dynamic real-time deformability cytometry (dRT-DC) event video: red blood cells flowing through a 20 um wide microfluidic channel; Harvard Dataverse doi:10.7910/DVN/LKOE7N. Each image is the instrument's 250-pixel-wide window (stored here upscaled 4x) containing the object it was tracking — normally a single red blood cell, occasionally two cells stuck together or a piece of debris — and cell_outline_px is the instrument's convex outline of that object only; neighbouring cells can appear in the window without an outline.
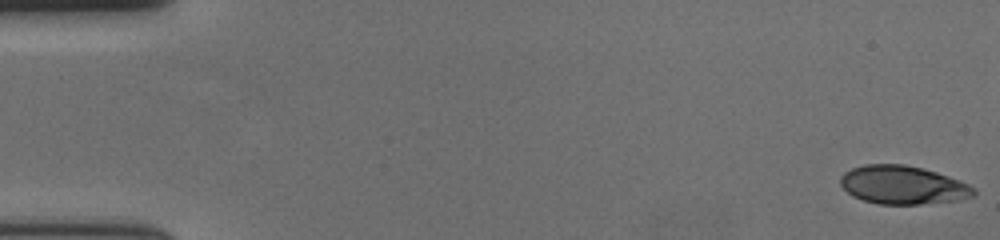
{"species": "human", "species_latin": "Homo sapiens", "temperature_condition": "cold", "stored_images_in_passage": 58, "camera_frame_rate_fps": 3000, "um_per_image_px": 0.085, "donor": {"sex": "female"}, "frame": {"image": 1, "passage_image": 1, "time_ms": 0.0, "image_size_px": [1000, 240], "cell_outline_px": [[976, 196], [960, 200], [920, 204], [876, 204], [852, 196], [840, 184], [840, 176], [844, 172], [852, 168], [864, 164], [904, 164], [924, 168], [960, 180], [976, 188]], "centroid_in_image_um": [76.77, 15.72], "position_along_channel_um": 8.2, "area_um2": 30.11}}
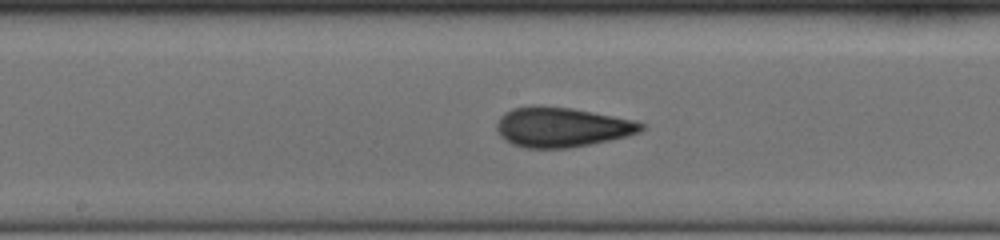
{"frame": {"image": 2, "passage_image": 30, "time_ms": 9.667, "image_size_px": [1000, 240], "cell_outline_px": [[644, 128], [640, 132], [628, 136], [568, 148], [524, 148], [512, 144], [504, 140], [500, 136], [496, 128], [496, 124], [500, 116], [504, 112], [512, 108], [572, 108], [632, 120], [644, 124]], "centroid_in_image_um": [47.73, 10.84], "position_along_channel_um": 200.5, "area_um2": 32.71}}
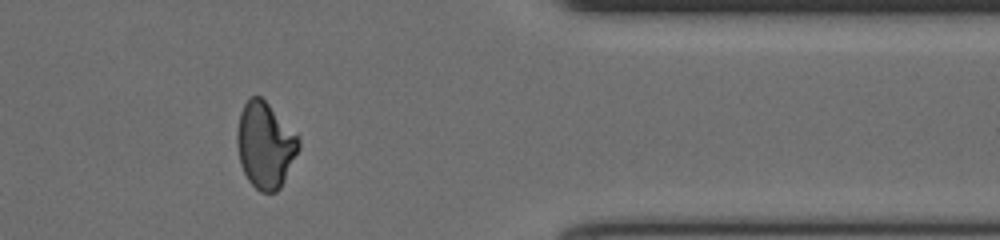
{"frame": {"image": 3, "passage_image": 47, "time_ms": 15.333, "image_size_px": [1000, 240], "cell_outline_px": [[300, 148], [280, 188], [276, 192], [260, 192], [248, 180], [240, 164], [236, 144], [236, 132], [240, 112], [244, 104], [252, 96], [260, 96], [300, 136]], "centroid_in_image_um": [22.54, 12.34], "position_along_channel_um": 388.9, "area_um2": 30.98}, "authors_computed_cell_mechanics": {"area_um2": 31.4143, "velocity_mm_per_s": 3.6666, "shape_relaxation_time_tau1_ms": 6.5989, "shape_relaxation_time_tau2_ms": 1.5708, "deformation_change_tau1": 0.163, "deformation_change_tau2": 0.0691}}